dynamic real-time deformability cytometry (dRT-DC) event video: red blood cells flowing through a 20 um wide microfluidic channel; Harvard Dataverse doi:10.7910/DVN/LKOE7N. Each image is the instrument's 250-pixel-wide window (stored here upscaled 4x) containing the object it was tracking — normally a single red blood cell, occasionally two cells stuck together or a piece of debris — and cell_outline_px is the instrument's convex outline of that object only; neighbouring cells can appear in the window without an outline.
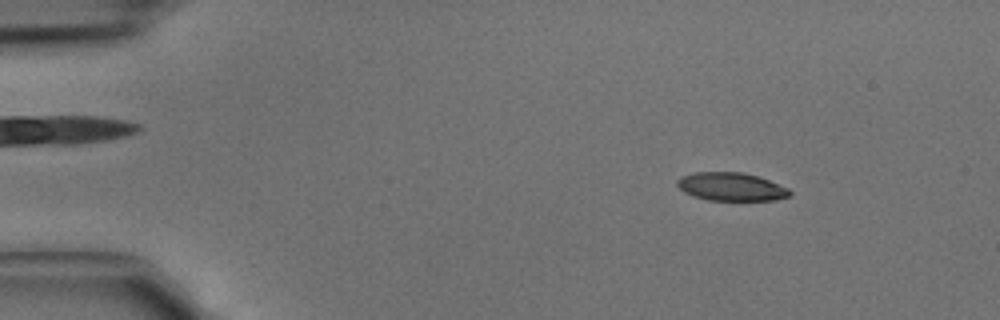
{"species": "common noctule bat (a hibernating species)", "species_latin": "Nyctalus noctula", "temperature_condition": "cold", "stored_images_in_passage": 3, "camera_frame_rate_fps": 3000, "um_per_image_px": 0.085, "animal": {"sex": "male", "body_mass_g": 15.6}, "frame": {"image": 1, "passage_image": 1, "time_ms": 0.0, "image_size_px": [1000, 320], "cell_outline_px": [[792, 196], [776, 200], [708, 200], [692, 196], [684, 192], [676, 184], [676, 180], [680, 176], [692, 172], [740, 172], [756, 176], [768, 180], [788, 188], [792, 192]], "centroid_in_image_um": [62.13, 15.87], "position_along_channel_um": 22.9, "area_um2": 18.61}}
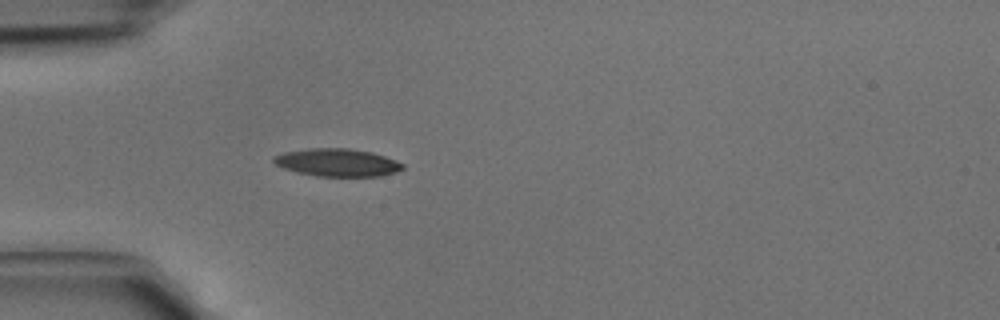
{"frame": {"image": 2, "passage_image": 3, "time_ms": 0.667, "image_size_px": [1000, 320], "cell_outline_px": [[404, 168], [396, 172], [380, 176], [316, 176], [296, 172], [284, 168], [276, 164], [272, 160], [272, 156], [284, 152], [308, 148], [348, 148], [372, 152], [396, 160], [404, 164]], "centroid_in_image_um": [28.66, 13.81], "position_along_channel_um": 56.3, "area_um2": 20.92}}